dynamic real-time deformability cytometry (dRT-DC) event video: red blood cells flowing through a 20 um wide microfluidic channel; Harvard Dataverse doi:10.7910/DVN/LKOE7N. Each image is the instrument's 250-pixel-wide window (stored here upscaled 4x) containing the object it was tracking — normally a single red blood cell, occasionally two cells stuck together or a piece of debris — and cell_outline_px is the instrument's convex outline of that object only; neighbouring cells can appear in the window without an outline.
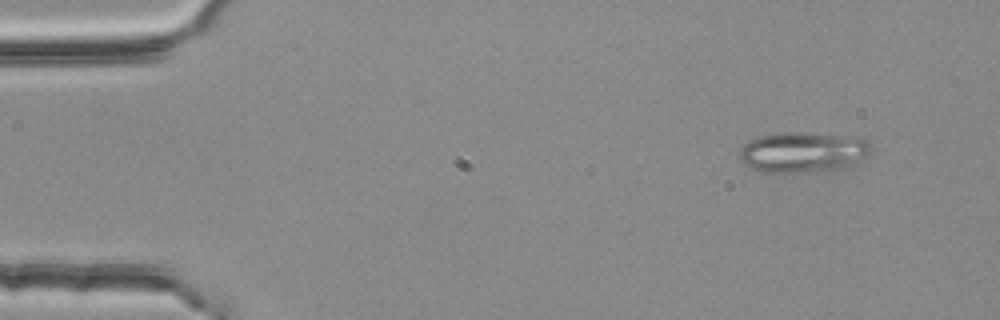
{"species": "common noctule bat (a hibernating species)", "species_latin": "Nyctalus noctula", "temperature_condition": "room temperature", "stored_images_in_passage": 3, "camera_frame_rate_fps": 3000, "um_per_image_px": 0.085, "animal": {"sex": "female", "body_mass_g": 25.1}, "frame": {"image": 1, "passage_image": 1, "time_ms": 0.0, "image_size_px": [1000, 320], "cell_outline_px": [[872, 152], [856, 164], [844, 168], [820, 172], [764, 172], [752, 168], [744, 164], [740, 160], [740, 148], [748, 140], [760, 136], [784, 132], [800, 132], [852, 136], [868, 140], [872, 144]], "centroid_in_image_um": [68.3, 12.94], "position_along_channel_um": 16.7, "area_um2": 31.56}}